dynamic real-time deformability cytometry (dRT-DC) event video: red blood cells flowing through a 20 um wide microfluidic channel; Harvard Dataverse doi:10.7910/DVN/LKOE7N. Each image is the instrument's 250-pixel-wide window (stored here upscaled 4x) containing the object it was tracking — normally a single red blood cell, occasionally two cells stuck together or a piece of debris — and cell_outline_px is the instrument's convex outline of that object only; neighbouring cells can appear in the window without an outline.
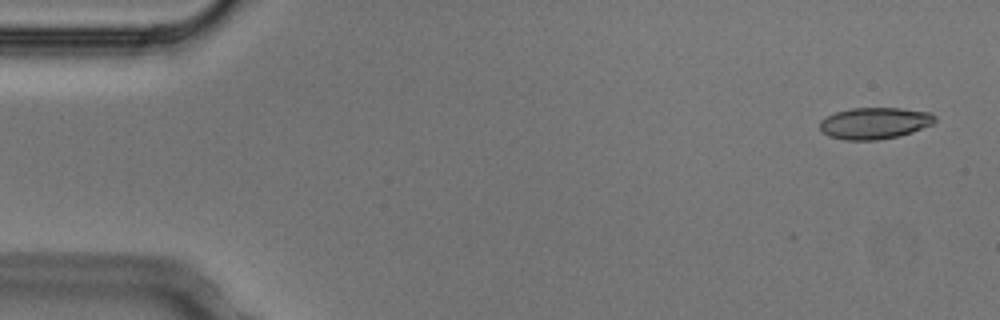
{"species": "Egyptian fruit bat (a non-hibernating species)", "species_latin": "Rousettus aegyptiacus", "temperature_condition": "cold", "stored_images_in_passage": 4, "camera_frame_rate_fps": 3000, "um_per_image_px": 0.085, "animal": {"sex": "male"}, "frame": {"image": 1, "passage_image": 1, "time_ms": 0.0, "image_size_px": [1000, 320], "cell_outline_px": [[936, 120], [932, 124], [912, 132], [900, 136], [876, 140], [844, 140], [828, 136], [820, 128], [820, 120], [836, 112], [852, 108], [900, 108], [932, 112], [936, 116]], "centroid_in_image_um": [74.37, 10.47], "position_along_channel_um": 10.6, "area_um2": 21.21}}
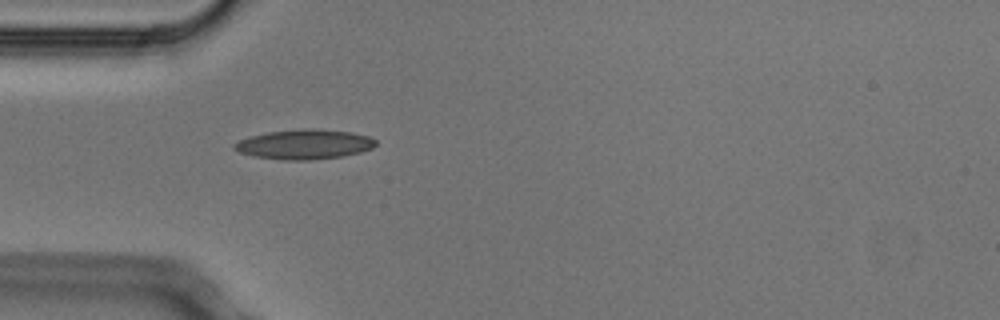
{"frame": {"image": 2, "passage_image": 4, "time_ms": 1.0, "image_size_px": [1000, 320], "cell_outline_px": [[376, 144], [372, 148], [360, 152], [340, 156], [308, 160], [284, 160], [256, 156], [240, 152], [232, 148], [232, 144], [240, 140], [252, 136], [268, 132], [300, 128], [312, 128], [352, 132], [368, 136], [376, 140]], "centroid_in_image_um": [25.87, 12.25], "position_along_channel_um": 59.1, "area_um2": 24.33}}